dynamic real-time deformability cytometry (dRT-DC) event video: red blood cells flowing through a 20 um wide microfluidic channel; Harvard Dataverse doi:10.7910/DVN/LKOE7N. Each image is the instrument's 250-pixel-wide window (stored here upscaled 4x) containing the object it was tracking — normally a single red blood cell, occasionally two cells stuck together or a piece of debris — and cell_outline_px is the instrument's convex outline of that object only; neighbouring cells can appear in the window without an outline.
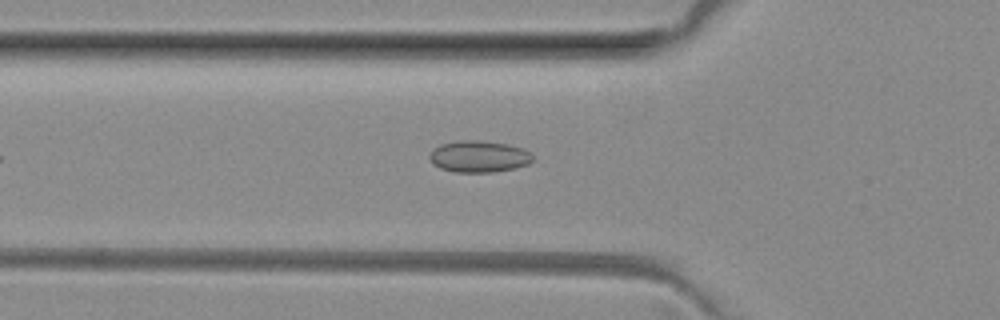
{"species": "common noctule bat (a hibernating species)", "species_latin": "Nyctalus noctula", "temperature_condition": "room temperature", "stored_images_in_passage": 37, "camera_frame_rate_fps": 3000, "um_per_image_px": 0.085, "animal": {"sex": "female", "body_mass_g": 29.2, "forearm_length_mm": 56.3}, "frame": {"image": 1, "passage_image": 8, "time_ms": 2.333, "image_size_px": [1000, 320], "cell_outline_px": [[532, 160], [528, 164], [516, 168], [492, 172], [456, 172], [440, 168], [432, 164], [428, 156], [432, 148], [440, 144], [460, 140], [480, 140], [508, 144], [524, 148], [532, 156]], "centroid_in_image_um": [40.67, 13.29], "position_along_channel_um": 85.1, "area_um2": 19.19}}
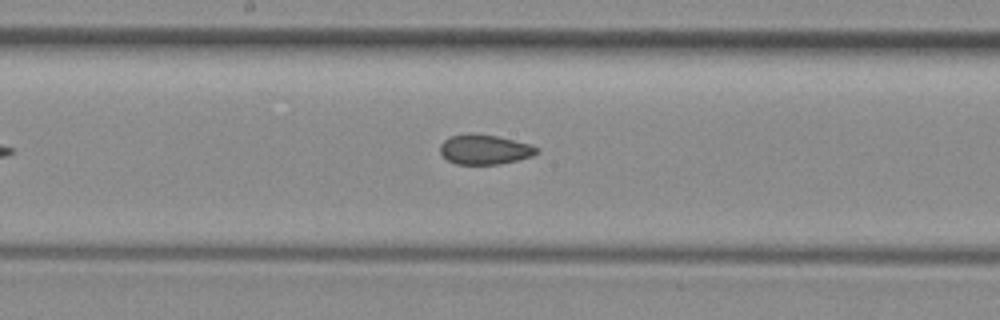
{"frame": {"image": 2, "passage_image": 17, "time_ms": 5.333, "image_size_px": [1000, 320], "cell_outline_px": [[540, 152], [532, 156], [500, 164], [456, 164], [448, 160], [440, 152], [440, 144], [444, 140], [452, 136], [496, 136], [532, 144], [540, 148]], "centroid_in_image_um": [41.26, 12.74], "position_along_channel_um": 206.9, "area_um2": 16.24}}
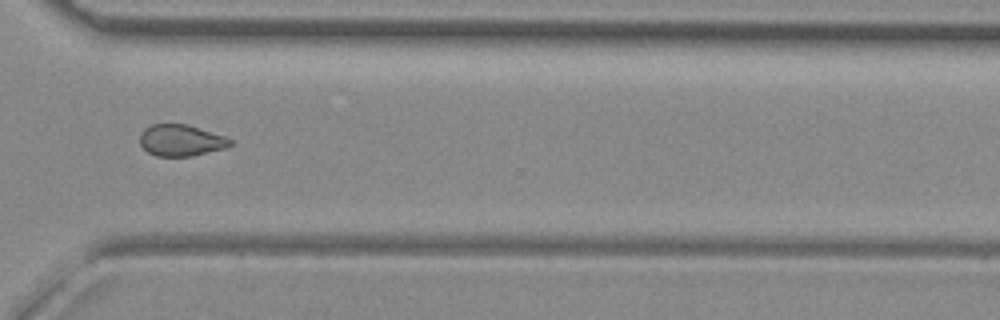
{"frame": {"image": 3, "passage_image": 28, "time_ms": 9.0, "image_size_px": [1000, 320], "cell_outline_px": [[232, 144], [224, 148], [192, 156], [156, 156], [148, 152], [140, 144], [140, 132], [144, 128], [152, 124], [188, 124], [224, 136], [232, 140]], "centroid_in_image_um": [15.36, 11.92], "position_along_channel_um": 355.2, "area_um2": 16.53}, "authors_computed_cell_mechanics": {"area_um2": 17.1666, "velocity_mm_per_s": 4.0466, "shape_relaxation_time_tau1_ms": null, "shape_relaxation_time_tau2_ms": 1.7281, "deformation_change_tau1": null, "deformation_change_tau2": 0.0762}}